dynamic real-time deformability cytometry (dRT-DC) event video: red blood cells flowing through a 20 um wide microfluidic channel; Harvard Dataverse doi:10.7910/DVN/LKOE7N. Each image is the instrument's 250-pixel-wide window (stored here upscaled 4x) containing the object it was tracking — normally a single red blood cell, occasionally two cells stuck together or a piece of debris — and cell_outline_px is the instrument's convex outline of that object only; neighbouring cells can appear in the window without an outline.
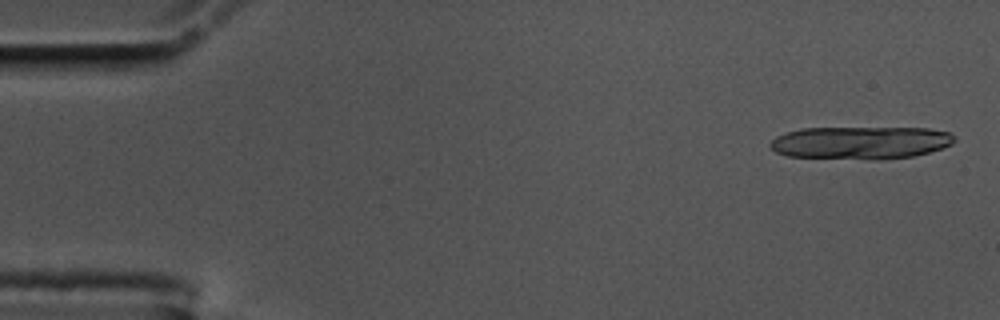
{"species": "common noctule bat (a hibernating species)", "species_latin": "Nyctalus noctula", "temperature_condition": "cold", "stored_images_in_passage": 19, "camera_frame_rate_fps": 3000, "um_per_image_px": 0.085, "animal": {"sex": "male", "body_mass_g": 17.5, "forearm_length_mm": 52.3}, "frame": {"image": 1, "passage_image": 2, "time_ms": 0.333, "image_size_px": [1000, 320], "cell_outline_px": [[956, 140], [952, 144], [928, 152], [912, 156], [880, 160], [788, 156], [776, 152], [768, 144], [776, 136], [800, 128], [928, 128], [948, 132], [956, 136]], "centroid_in_image_um": [73.16, 12.12], "position_along_channel_um": 11.8, "area_um2": 35.14}}